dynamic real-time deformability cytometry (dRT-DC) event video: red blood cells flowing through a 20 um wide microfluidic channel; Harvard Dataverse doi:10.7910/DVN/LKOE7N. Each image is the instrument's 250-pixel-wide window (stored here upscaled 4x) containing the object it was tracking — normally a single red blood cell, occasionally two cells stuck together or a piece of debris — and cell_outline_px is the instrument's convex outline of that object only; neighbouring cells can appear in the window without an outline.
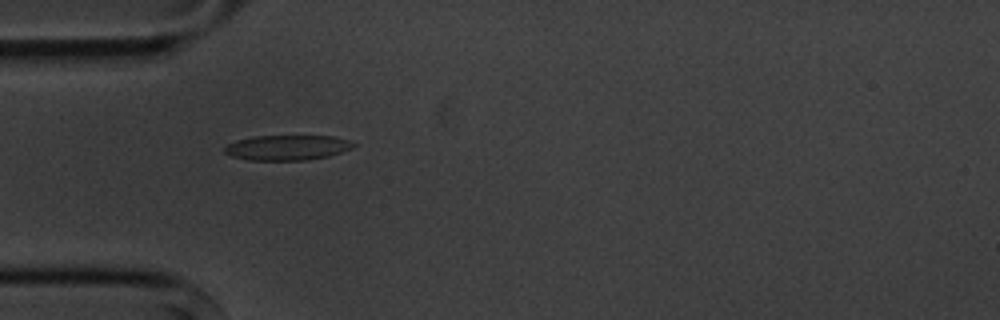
{"species": "common noctule bat (a hibernating species)", "species_latin": "Nyctalus noctula", "temperature_condition": "cold", "stored_images_in_passage": 4, "camera_frame_rate_fps": 3000, "um_per_image_px": 0.085, "animal": {"sex": "male", "body_mass_g": 20.1, "forearm_length_mm": 53.5}, "frame": {"image": 1, "passage_image": 3, "time_ms": 2.333, "image_size_px": [1000, 320], "cell_outline_px": [[356, 144], [352, 148], [328, 156], [308, 160], [248, 160], [232, 156], [224, 152], [224, 148], [228, 144], [236, 140], [252, 136], [332, 136], [348, 140]], "centroid_in_image_um": [24.39, 12.54], "position_along_channel_um": 60.6, "area_um2": 18.79}}
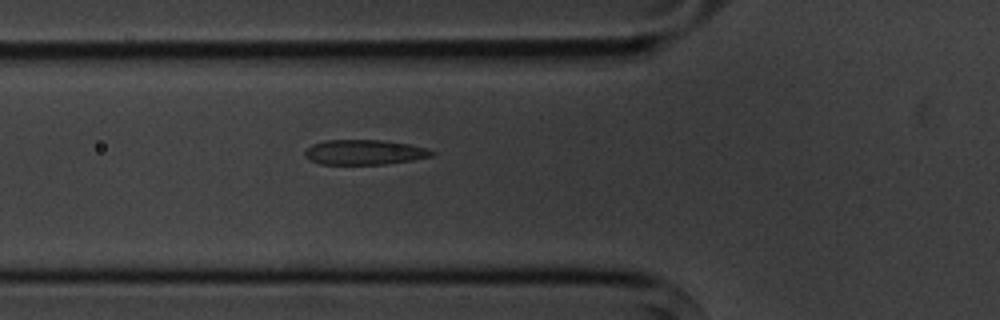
{"frame": {"image": 2, "passage_image": 4, "time_ms": 3.333, "image_size_px": [1000, 320], "cell_outline_px": [[436, 152], [432, 156], [412, 160], [384, 164], [320, 164], [308, 160], [304, 156], [304, 152], [312, 144], [324, 140], [380, 140], [408, 144], [428, 148]], "centroid_in_image_um": [30.95, 12.94], "position_along_channel_um": 94.8, "area_um2": 18.5}}